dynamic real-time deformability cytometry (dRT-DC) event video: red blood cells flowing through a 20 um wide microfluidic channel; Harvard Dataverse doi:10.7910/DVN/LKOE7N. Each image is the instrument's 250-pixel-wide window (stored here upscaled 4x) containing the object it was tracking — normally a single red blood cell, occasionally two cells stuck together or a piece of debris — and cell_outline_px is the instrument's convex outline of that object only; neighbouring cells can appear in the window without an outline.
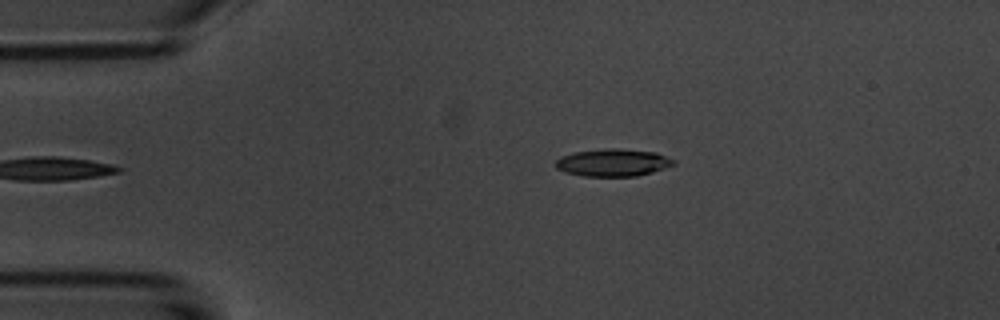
{"species": "common noctule bat (a hibernating species)", "species_latin": "Nyctalus noctula", "temperature_condition": "room temperature", "stored_images_in_passage": 4, "camera_frame_rate_fps": 3000, "um_per_image_px": 0.085, "animal": {"sex": "male", "body_mass_g": 20.1, "forearm_length_mm": 53.5}, "frame": {"image": 1, "passage_image": 4, "time_ms": 4.333, "image_size_px": [1000, 320], "cell_outline_px": [[676, 164], [652, 172], [636, 176], [584, 176], [564, 172], [556, 168], [556, 160], [560, 156], [572, 152], [604, 148], [616, 148], [656, 152], [676, 160]], "centroid_in_image_um": [52.09, 13.81], "position_along_channel_um": 32.9, "area_um2": 19.02}}